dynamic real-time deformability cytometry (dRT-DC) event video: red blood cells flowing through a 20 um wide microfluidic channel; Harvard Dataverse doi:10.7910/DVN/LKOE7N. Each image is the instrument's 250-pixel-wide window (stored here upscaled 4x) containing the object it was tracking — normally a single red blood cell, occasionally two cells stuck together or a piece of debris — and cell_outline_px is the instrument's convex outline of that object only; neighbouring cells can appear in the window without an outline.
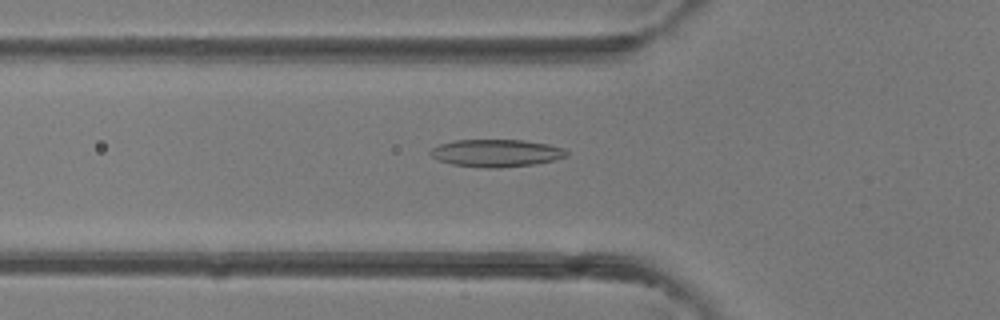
{"species": "common noctule bat (a hibernating species)", "species_latin": "Nyctalus noctula", "temperature_condition": "room temperature", "stored_images_in_passage": 40, "camera_frame_rate_fps": 3000, "um_per_image_px": 0.085, "animal": {"sex": "female"}, "frame": {"image": 1, "passage_image": 13, "time_ms": 4.0, "image_size_px": [1000, 320], "cell_outline_px": [[568, 156], [536, 164], [500, 168], [484, 168], [452, 164], [440, 160], [432, 156], [428, 152], [432, 148], [440, 144], [456, 140], [524, 140], [548, 144], [564, 148], [568, 152]], "centroid_in_image_um": [42.2, 13.01], "position_along_channel_um": 83.6, "area_um2": 21.79}}
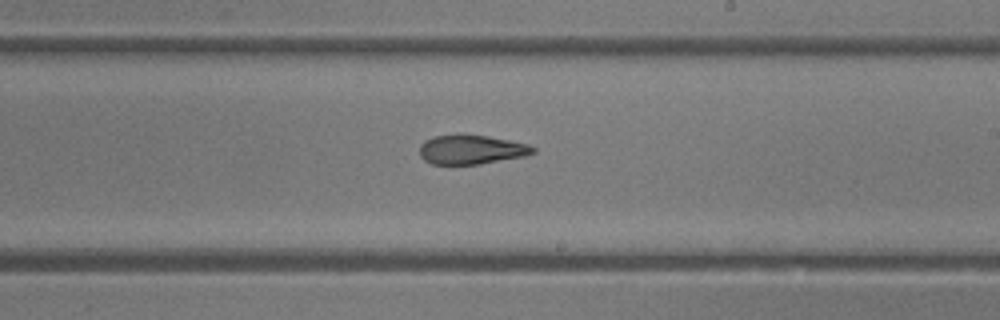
{"frame": {"image": 2, "passage_image": 23, "time_ms": 7.333, "image_size_px": [1000, 320], "cell_outline_px": [[536, 152], [524, 156], [480, 164], [432, 164], [424, 160], [420, 156], [420, 144], [424, 140], [432, 136], [460, 132], [488, 136], [528, 144], [536, 148]], "centroid_in_image_um": [40.02, 12.68], "position_along_channel_um": 249.0, "area_um2": 19.83}}
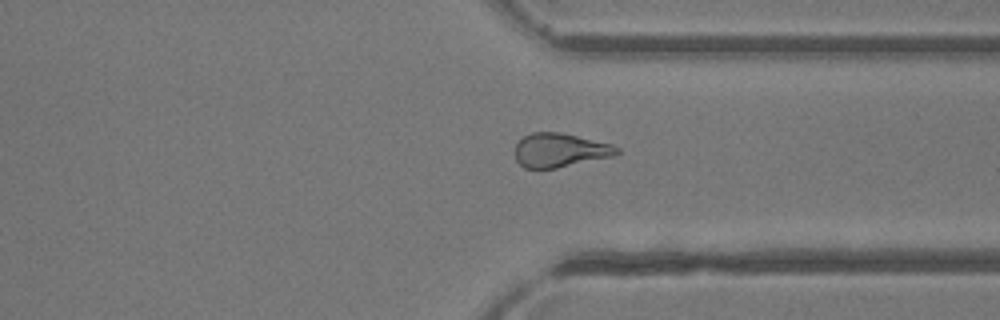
{"frame": {"image": 3, "passage_image": 30, "time_ms": 9.667, "image_size_px": [1000, 320], "cell_outline_px": [[620, 152], [616, 156], [556, 168], [524, 168], [516, 160], [516, 144], [524, 136], [532, 132], [560, 132], [612, 144], [620, 148]], "centroid_in_image_um": [47.63, 12.77], "position_along_channel_um": 363.8, "area_um2": 20.17}}